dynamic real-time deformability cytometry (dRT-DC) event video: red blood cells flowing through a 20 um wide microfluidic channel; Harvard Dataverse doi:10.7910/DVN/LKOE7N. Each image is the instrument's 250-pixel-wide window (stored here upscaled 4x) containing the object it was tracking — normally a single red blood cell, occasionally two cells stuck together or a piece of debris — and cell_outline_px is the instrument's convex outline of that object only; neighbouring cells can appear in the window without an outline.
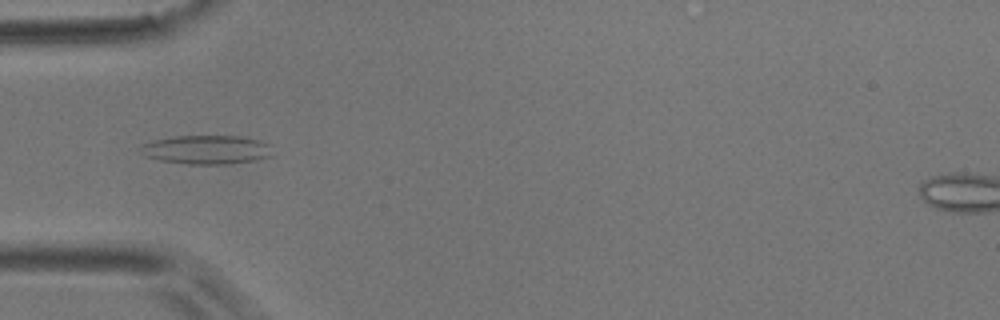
{"species": "common noctule bat (a hibernating species)", "species_latin": "Nyctalus noctula", "temperature_condition": "room temperature", "stored_images_in_passage": 5, "camera_frame_rate_fps": 3000, "um_per_image_px": 0.085, "animal": {"sex": "male", "body_mass_g": 17.9}, "frame": {"image": 1, "passage_image": 2, "time_ms": 0.333, "image_size_px": [1000, 320], "cell_outline_px": [[272, 144], [268, 156], [256, 160], [228, 164], [188, 164], [160, 160], [148, 156], [144, 144], [156, 140], [176, 136], [240, 136], [260, 140]], "centroid_in_image_um": [17.68, 12.72], "position_along_channel_um": 67.3, "area_um2": 21.62}}